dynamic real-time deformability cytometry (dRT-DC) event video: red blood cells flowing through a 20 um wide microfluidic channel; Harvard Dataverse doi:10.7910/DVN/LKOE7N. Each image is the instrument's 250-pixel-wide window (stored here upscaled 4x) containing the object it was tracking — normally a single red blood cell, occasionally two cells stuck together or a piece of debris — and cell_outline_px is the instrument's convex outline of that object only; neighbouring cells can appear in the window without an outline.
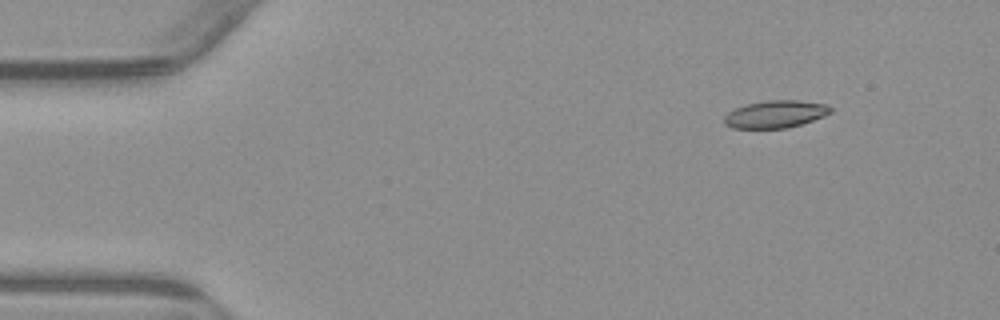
{"species": "common noctule bat (a hibernating species)", "species_latin": "Nyctalus noctula", "temperature_condition": "warm", "stored_images_in_passage": 27, "camera_frame_rate_fps": 3000, "um_per_image_px": 0.085, "animal": {"sex": "male", "body_mass_g": 23.1, "forearm_length_mm": 52.7}, "frame": {"image": 1, "passage_image": 1, "time_ms": 0.0, "image_size_px": [1000, 320], "cell_outline_px": [[832, 112], [824, 116], [800, 124], [784, 128], [732, 128], [724, 124], [724, 116], [728, 112], [736, 108], [748, 104], [764, 100], [796, 100], [824, 104], [832, 108]], "centroid_in_image_um": [65.89, 9.7], "position_along_channel_um": 19.1, "area_um2": 16.82}}
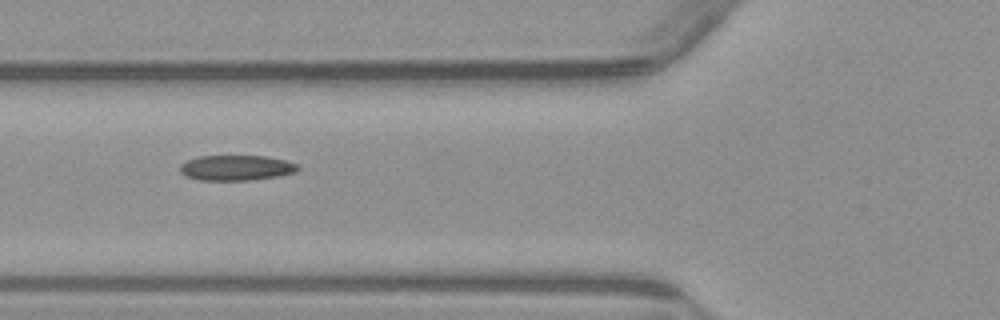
{"frame": {"image": 2, "passage_image": 15, "time_ms": 4.667, "image_size_px": [1000, 320], "cell_outline_px": [[300, 168], [296, 172], [276, 176], [248, 180], [200, 180], [184, 176], [180, 172], [180, 164], [188, 160], [200, 156], [264, 156], [284, 160], [296, 164]], "centroid_in_image_um": [20.04, 14.26], "position_along_channel_um": 105.8, "area_um2": 17.22}}
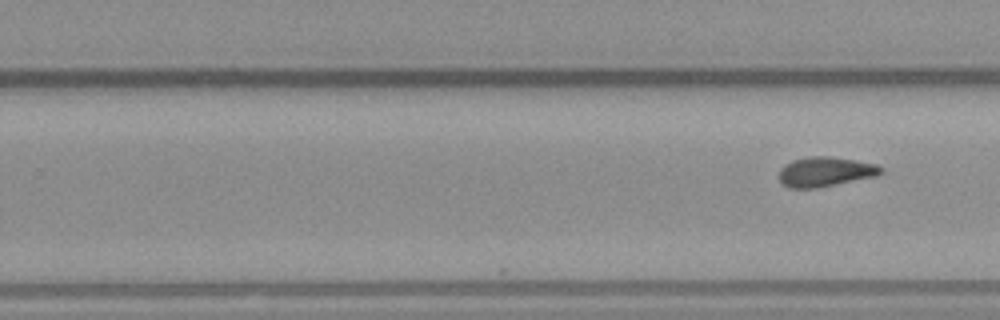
{"frame": {"image": 3, "passage_image": 27, "time_ms": 8.667, "image_size_px": [1000, 320], "cell_outline_px": [[884, 172], [876, 176], [816, 188], [788, 188], [780, 180], [780, 168], [784, 164], [792, 160], [808, 156], [828, 156], [856, 160], [876, 164], [884, 168]], "centroid_in_image_um": [70.16, 14.59], "position_along_channel_um": 259.6, "area_um2": 17.69}}